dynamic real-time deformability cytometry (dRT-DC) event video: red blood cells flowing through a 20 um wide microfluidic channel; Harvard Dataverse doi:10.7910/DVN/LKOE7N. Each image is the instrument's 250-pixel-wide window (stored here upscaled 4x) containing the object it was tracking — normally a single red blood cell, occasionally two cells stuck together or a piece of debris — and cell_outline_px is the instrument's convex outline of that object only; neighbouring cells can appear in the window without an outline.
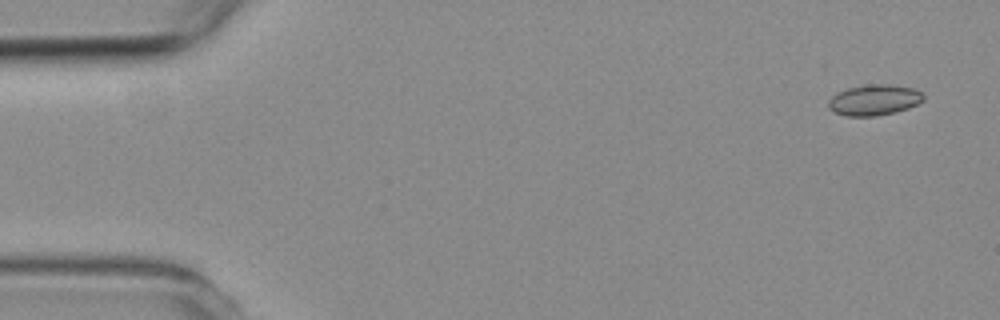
{"species": "common noctule bat (a hibernating species)", "species_latin": "Nyctalus noctula", "temperature_condition": "room temperature", "stored_images_in_passage": 6, "camera_frame_rate_fps": 3000, "um_per_image_px": 0.085, "animal": {"sex": "female", "body_mass_g": 19.3, "forearm_length_mm": 54.1}, "frame": {"image": 1, "passage_image": 1, "time_ms": 0.0, "image_size_px": [1000, 320], "cell_outline_px": [[924, 100], [908, 108], [896, 112], [876, 116], [848, 116], [836, 112], [828, 108], [828, 100], [836, 92], [848, 88], [868, 84], [888, 84], [916, 88], [924, 96]], "centroid_in_image_um": [74.31, 8.49], "position_along_channel_um": 10.7, "area_um2": 17.11}}
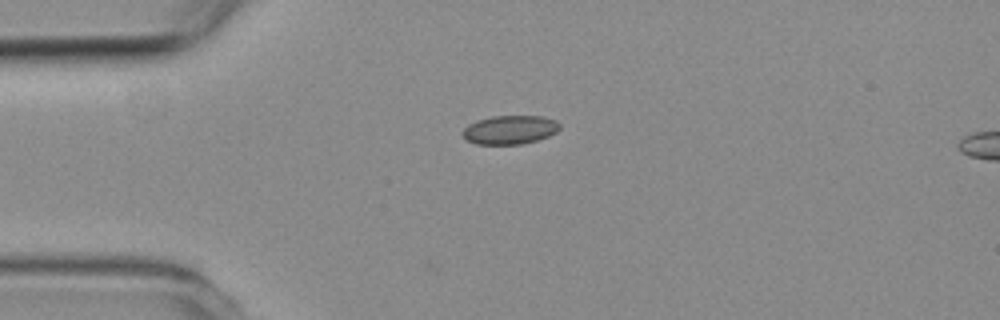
{"frame": {"image": 2, "passage_image": 4, "time_ms": 3.333, "image_size_px": [1000, 320], "cell_outline_px": [[560, 128], [556, 132], [548, 136], [536, 140], [520, 144], [476, 144], [468, 140], [460, 132], [468, 124], [476, 120], [492, 116], [544, 116], [556, 120], [560, 124]], "centroid_in_image_um": [43.33, 11.02], "position_along_channel_um": 41.7, "area_um2": 16.3}}
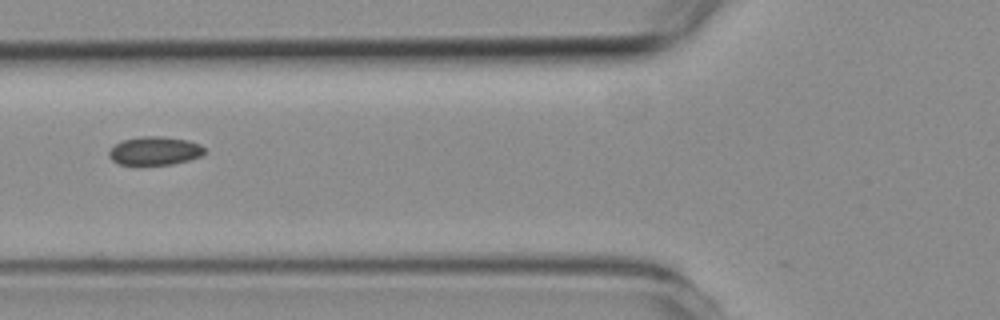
{"frame": {"image": 3, "passage_image": 6, "time_ms": 5.667, "image_size_px": [1000, 320], "cell_outline_px": [[204, 152], [200, 156], [188, 160], [172, 164], [120, 164], [112, 160], [108, 156], [108, 152], [116, 144], [124, 140], [144, 136], [160, 136], [188, 140], [200, 144], [204, 148]], "centroid_in_image_um": [13.16, 12.81], "position_along_channel_um": 112.6, "area_um2": 15.55}}